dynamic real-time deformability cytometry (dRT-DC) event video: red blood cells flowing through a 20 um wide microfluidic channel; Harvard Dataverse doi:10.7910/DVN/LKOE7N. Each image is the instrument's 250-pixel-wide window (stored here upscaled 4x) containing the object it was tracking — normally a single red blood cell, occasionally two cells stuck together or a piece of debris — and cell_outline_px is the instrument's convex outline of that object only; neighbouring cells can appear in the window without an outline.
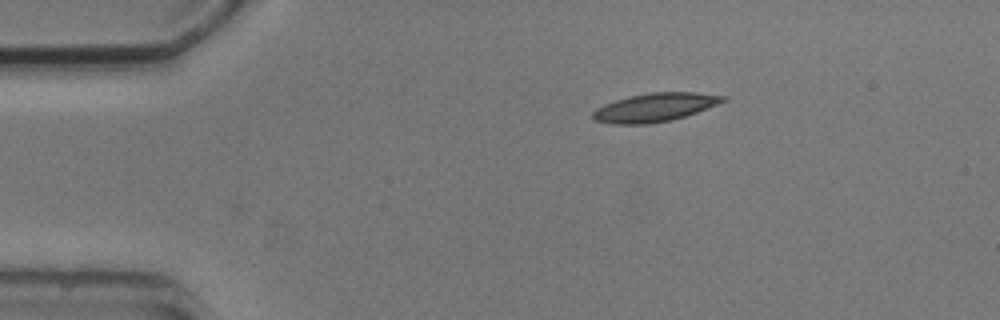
{"species": "common noctule bat (a hibernating species)", "species_latin": "Nyctalus noctula", "temperature_condition": "cold", "stored_images_in_passage": 2, "camera_frame_rate_fps": 3000, "um_per_image_px": 0.085, "animal": {"sex": "male", "body_mass_g": 20.5, "forearm_length_mm": 52.5}, "frame": {"image": 1, "passage_image": 2, "time_ms": 1.333, "image_size_px": [1000, 320], "cell_outline_px": [[728, 100], [696, 112], [672, 120], [648, 124], [612, 124], [596, 120], [592, 116], [592, 112], [596, 108], [604, 104], [628, 96], [648, 92], [696, 92], [728, 96]], "centroid_in_image_um": [55.67, 9.12], "position_along_channel_um": 29.3, "area_um2": 21.68}}